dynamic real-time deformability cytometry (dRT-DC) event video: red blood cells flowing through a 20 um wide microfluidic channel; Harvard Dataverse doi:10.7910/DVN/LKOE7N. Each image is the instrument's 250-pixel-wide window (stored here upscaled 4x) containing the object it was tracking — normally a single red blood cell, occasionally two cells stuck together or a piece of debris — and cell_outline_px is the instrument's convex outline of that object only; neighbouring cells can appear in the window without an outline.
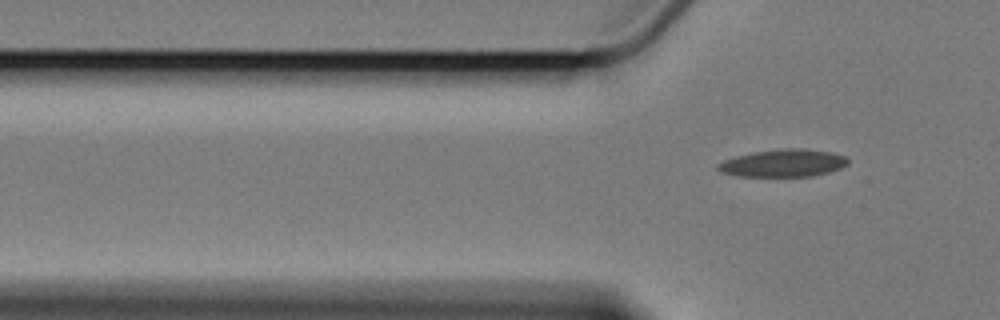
{"species": "Egyptian fruit bat (a non-hibernating species)", "species_latin": "Rousettus aegyptiacus", "temperature_condition": "cold", "stored_images_in_passage": 3, "camera_frame_rate_fps": 3000, "um_per_image_px": 0.085, "animal": {"sex": "female"}, "frame": {"image": 1, "passage_image": 3, "time_ms": 3.333, "image_size_px": [1000, 320], "cell_outline_px": [[848, 164], [840, 168], [828, 172], [812, 176], [740, 176], [720, 172], [716, 168], [716, 164], [724, 160], [736, 156], [752, 152], [784, 148], [800, 148], [832, 152], [848, 156]], "centroid_in_image_um": [66.58, 13.85], "position_along_channel_um": 59.2, "area_um2": 20.92}}